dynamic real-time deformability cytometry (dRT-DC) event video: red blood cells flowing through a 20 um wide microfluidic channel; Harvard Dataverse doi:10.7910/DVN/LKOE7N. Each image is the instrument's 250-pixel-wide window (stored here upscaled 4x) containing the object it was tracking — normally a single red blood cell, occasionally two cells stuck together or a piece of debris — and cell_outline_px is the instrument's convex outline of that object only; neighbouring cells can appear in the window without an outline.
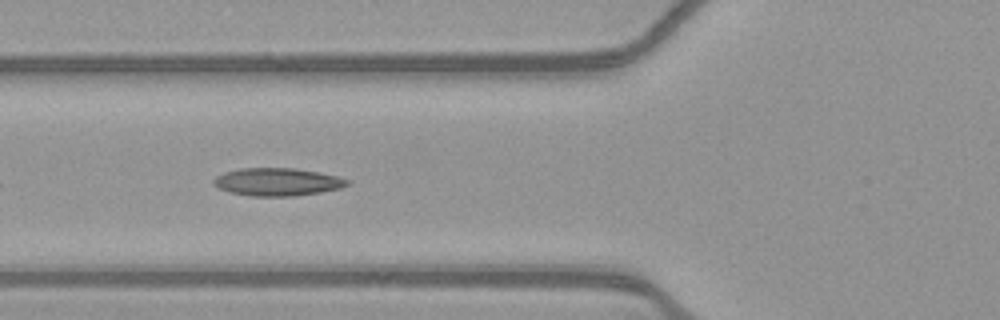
{"species": "common noctule bat (a hibernating species)", "species_latin": "Nyctalus noctula", "temperature_condition": "warm", "stored_images_in_passage": 14, "camera_frame_rate_fps": 3000, "um_per_image_px": 0.085, "animal": {"sex": "female", "body_mass_g": 21.9}, "frame": {"image": 1, "passage_image": 5, "time_ms": 1.333, "image_size_px": [1000, 320], "cell_outline_px": [[348, 184], [340, 188], [320, 192], [292, 196], [252, 196], [232, 192], [220, 188], [212, 184], [212, 180], [216, 176], [224, 172], [240, 168], [296, 168], [320, 172], [336, 176], [348, 180]], "centroid_in_image_um": [23.55, 15.45], "position_along_channel_um": 102.3, "area_um2": 21.5}}
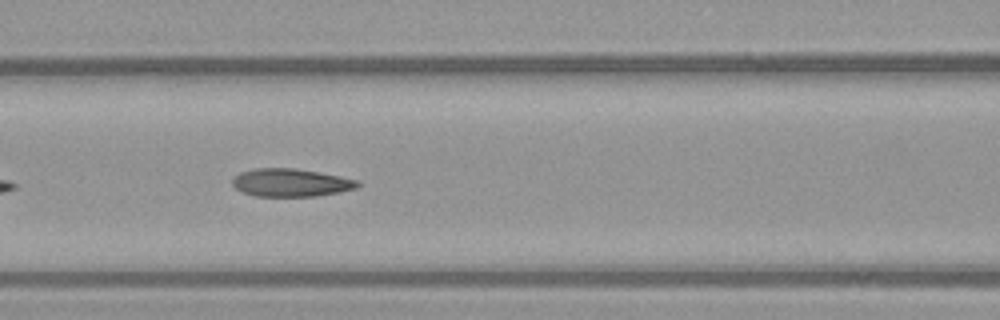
{"frame": {"image": 2, "passage_image": 8, "time_ms": 2.333, "image_size_px": [1000, 320], "cell_outline_px": [[360, 184], [356, 188], [316, 196], [256, 196], [244, 192], [236, 188], [232, 184], [232, 180], [240, 172], [256, 168], [296, 168], [340, 176], [360, 180]], "centroid_in_image_um": [24.73, 15.51], "position_along_channel_um": 141.9, "area_um2": 20.23}}